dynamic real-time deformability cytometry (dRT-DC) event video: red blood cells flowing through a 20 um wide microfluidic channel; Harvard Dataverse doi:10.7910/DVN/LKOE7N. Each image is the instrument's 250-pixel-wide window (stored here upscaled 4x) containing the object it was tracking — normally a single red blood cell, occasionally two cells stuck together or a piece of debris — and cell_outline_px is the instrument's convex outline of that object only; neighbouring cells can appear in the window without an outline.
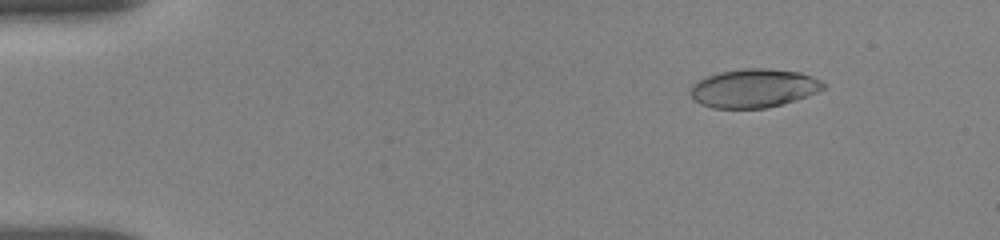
{"species": "human", "species_latin": "Homo sapiens", "temperature_condition": "room temperature", "stored_images_in_passage": 22, "camera_frame_rate_fps": 3000, "um_per_image_px": 0.085, "donor": {"sex": "female"}, "frame": {"image": 1, "passage_image": 7, "time_ms": 2.0, "image_size_px": [1000, 240], "cell_outline_px": [[824, 88], [808, 96], [796, 100], [764, 108], [712, 108], [700, 104], [688, 92], [692, 84], [696, 80], [720, 72], [744, 68], [768, 68], [800, 72], [812, 76], [820, 80], [824, 84]], "centroid_in_image_um": [64.04, 7.49], "position_along_channel_um": 21.0, "area_um2": 29.94}}
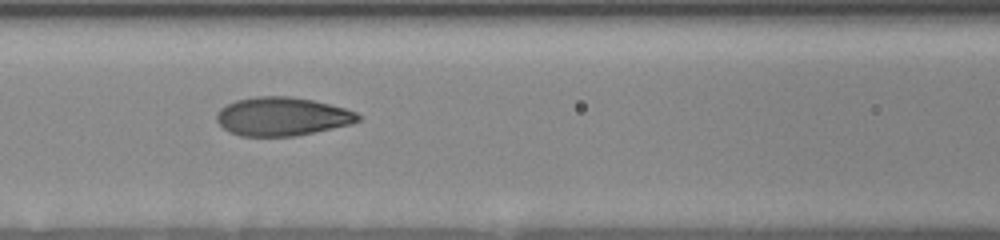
{"frame": {"image": 2, "passage_image": 17, "time_ms": 7.667, "image_size_px": [1000, 240], "cell_outline_px": [[360, 120], [352, 124], [296, 136], [240, 136], [224, 128], [216, 120], [216, 116], [220, 108], [236, 100], [256, 96], [292, 96], [312, 100], [344, 108], [356, 112], [360, 116]], "centroid_in_image_um": [23.99, 9.9], "position_along_channel_um": 142.6, "area_um2": 31.67}}
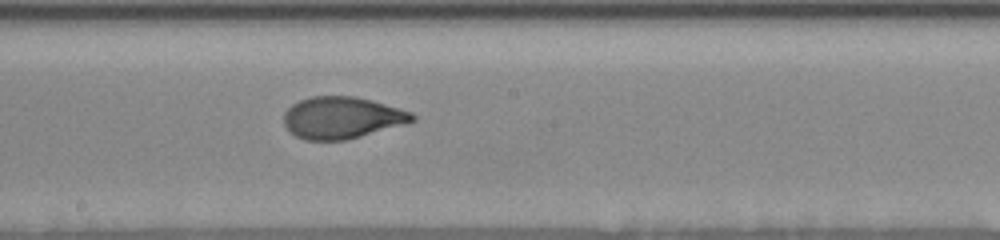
{"frame": {"image": 3, "passage_image": 22, "time_ms": 9.667, "image_size_px": [1000, 240], "cell_outline_px": [[416, 120], [360, 136], [344, 140], [304, 140], [288, 132], [284, 124], [284, 112], [292, 104], [300, 100], [312, 96], [356, 96], [372, 100], [412, 112], [416, 116]], "centroid_in_image_um": [29.02, 10.0], "position_along_channel_um": 219.2, "area_um2": 31.21}}